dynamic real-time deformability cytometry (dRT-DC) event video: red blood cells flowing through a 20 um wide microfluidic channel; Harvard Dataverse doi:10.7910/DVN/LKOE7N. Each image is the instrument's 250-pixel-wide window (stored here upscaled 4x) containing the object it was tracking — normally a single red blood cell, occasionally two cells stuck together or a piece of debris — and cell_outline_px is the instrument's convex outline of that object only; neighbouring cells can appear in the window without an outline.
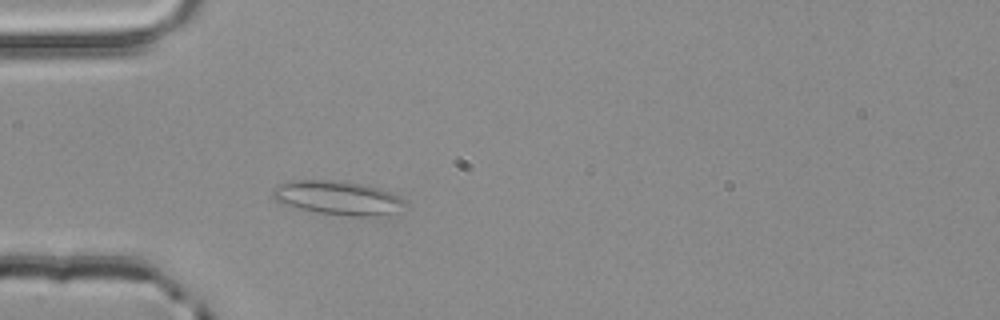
{"species": "common noctule bat (a hibernating species)", "species_latin": "Nyctalus noctula", "temperature_condition": "room temperature", "stored_images_in_passage": 48, "camera_frame_rate_fps": 3000, "um_per_image_px": 0.085, "animal": {"sex": "male", "body_mass_g": 20.4}, "frame": {"image": 1, "passage_image": 10, "time_ms": 3.0, "image_size_px": [1000, 320], "cell_outline_px": [[408, 204], [392, 212], [380, 216], [348, 216], [316, 212], [296, 208], [284, 204], [276, 200], [272, 196], [272, 188], [280, 184], [292, 180], [336, 180], [360, 184], [380, 188], [392, 192], [408, 200]], "centroid_in_image_um": [28.73, 16.81], "position_along_channel_um": 56.3, "area_um2": 26.3}}
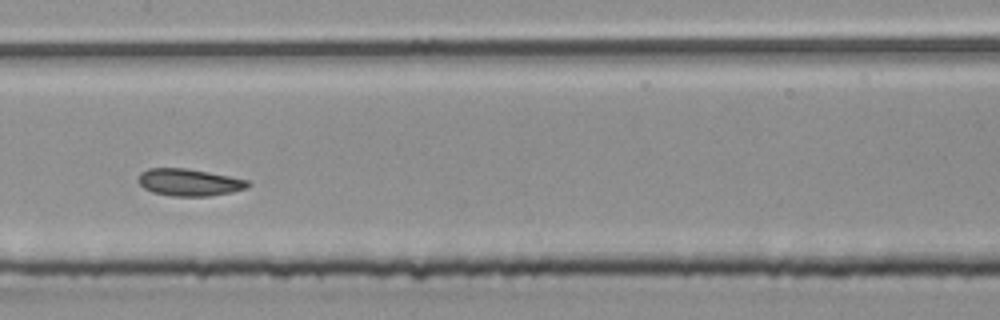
{"frame": {"image": 2, "passage_image": 21, "time_ms": 6.667, "image_size_px": [1000, 320], "cell_outline_px": [[252, 184], [248, 188], [232, 192], [208, 196], [172, 196], [152, 192], [144, 188], [140, 184], [140, 172], [148, 168], [184, 168], [208, 172], [248, 180]], "centroid_in_image_um": [16.11, 15.5], "position_along_channel_um": 191.3, "area_um2": 17.22}}
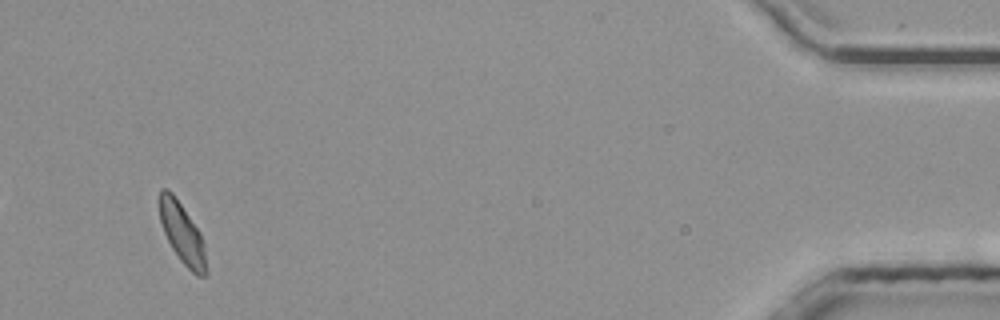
{"frame": {"image": 3, "passage_image": 45, "time_ms": 14.667, "image_size_px": [1000, 320], "cell_outline_px": [[208, 272], [204, 276], [196, 276], [180, 260], [172, 248], [164, 232], [160, 220], [156, 200], [160, 188], [168, 188], [172, 192], [200, 232], [204, 244], [208, 268]], "centroid_in_image_um": [15.46, 19.8], "position_along_channel_um": 419.7, "area_um2": 16.88}, "authors_computed_cell_mechanics": {"area_um2": 17.1955, "velocity_mm_per_s": 3.8728, "shape_relaxation_time_tau1_ms": null, "shape_relaxation_time_tau2_ms": 2.1412, "deformation_change_tau1": null, "deformation_change_tau2": 0.0757}}